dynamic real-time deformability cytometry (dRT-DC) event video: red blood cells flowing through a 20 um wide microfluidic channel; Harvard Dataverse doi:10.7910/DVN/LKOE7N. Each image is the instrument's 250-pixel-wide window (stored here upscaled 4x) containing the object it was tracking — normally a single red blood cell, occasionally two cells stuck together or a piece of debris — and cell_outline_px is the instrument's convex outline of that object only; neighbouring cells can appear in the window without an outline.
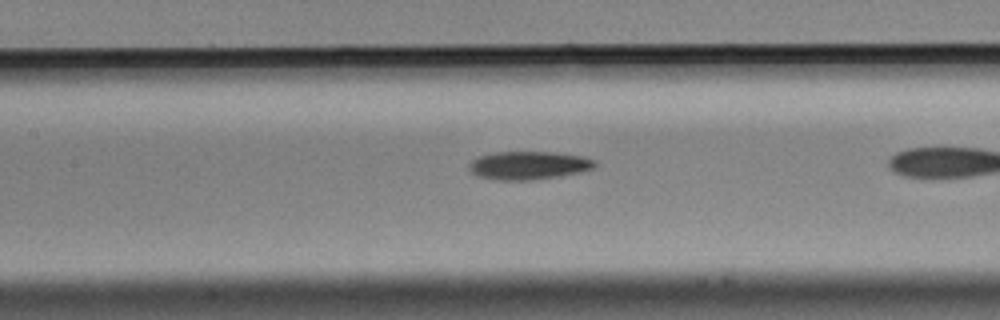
{"species": "Egyptian fruit bat (a non-hibernating species)", "species_latin": "Rousettus aegyptiacus", "temperature_condition": "cold", "stored_images_in_passage": 40, "camera_frame_rate_fps": 3000, "um_per_image_px": 0.085, "animal": {"sex": "male"}, "frame": {"image": 1, "passage_image": 22, "time_ms": 7.0, "image_size_px": [1000, 320], "cell_outline_px": [[596, 164], [592, 168], [576, 172], [556, 176], [532, 180], [496, 180], [476, 176], [468, 168], [468, 164], [472, 160], [480, 156], [492, 152], [556, 152], [580, 156], [596, 160]], "centroid_in_image_um": [44.86, 14.05], "position_along_channel_um": 162.5, "area_um2": 20.52}}
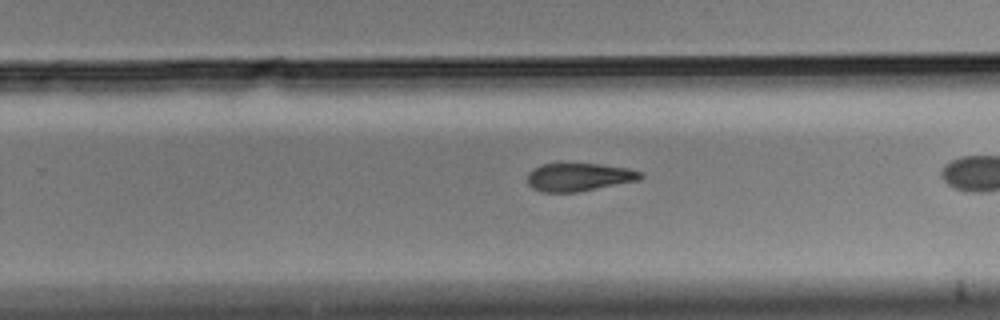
{"frame": {"image": 2, "passage_image": 32, "time_ms": 10.333, "image_size_px": [1000, 320], "cell_outline_px": [[644, 176], [640, 180], [576, 192], [540, 192], [532, 188], [528, 184], [528, 172], [532, 168], [540, 164], [600, 164], [628, 168], [640, 172]], "centroid_in_image_um": [49.18, 15.05], "position_along_channel_um": 280.6, "area_um2": 18.5}}
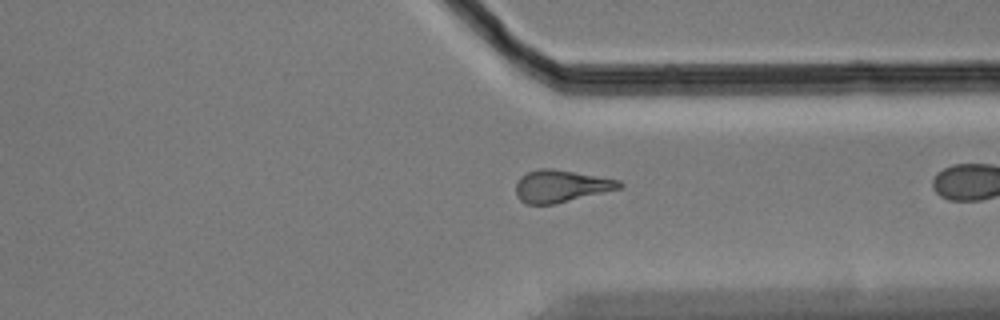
{"frame": {"image": 3, "passage_image": 39, "time_ms": 12.667, "image_size_px": [1000, 320], "cell_outline_px": [[624, 184], [620, 188], [556, 204], [524, 204], [516, 196], [516, 184], [520, 176], [528, 172], [540, 168], [552, 168], [620, 180]], "centroid_in_image_um": [47.65, 15.82], "position_along_channel_um": 363.7, "area_um2": 19.42}}